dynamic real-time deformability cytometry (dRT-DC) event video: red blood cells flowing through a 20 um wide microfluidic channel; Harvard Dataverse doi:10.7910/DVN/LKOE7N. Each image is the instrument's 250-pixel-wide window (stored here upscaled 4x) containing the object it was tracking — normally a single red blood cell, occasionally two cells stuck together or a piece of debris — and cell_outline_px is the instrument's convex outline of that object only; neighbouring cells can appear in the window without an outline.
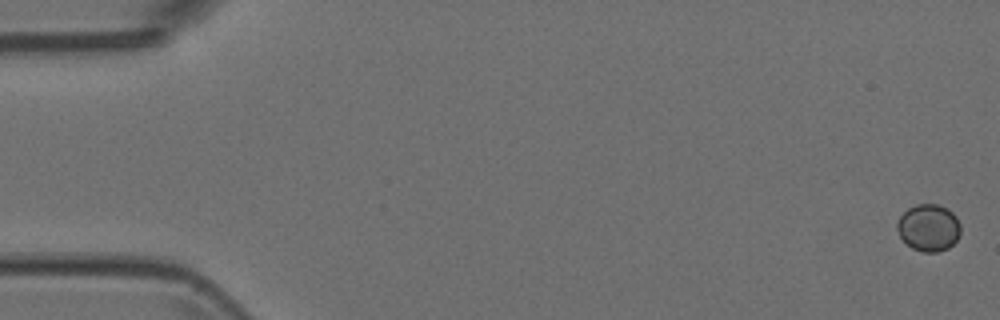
{"species": "Egyptian fruit bat (a non-hibernating species)", "species_latin": "Rousettus aegyptiacus", "temperature_condition": "room temperature", "stored_images_in_passage": 10, "camera_frame_rate_fps": 3000, "um_per_image_px": 0.085, "animal": {"sex": "female"}, "frame": {"image": 1, "passage_image": 1, "time_ms": 0.0, "image_size_px": [1000, 320], "cell_outline_px": [[960, 236], [948, 248], [936, 252], [924, 252], [912, 248], [900, 236], [896, 228], [896, 224], [900, 216], [908, 208], [916, 204], [936, 204], [948, 208], [956, 216], [960, 224]], "centroid_in_image_um": [78.94, 19.34], "position_along_channel_um": 6.1, "area_um2": 17.4}}
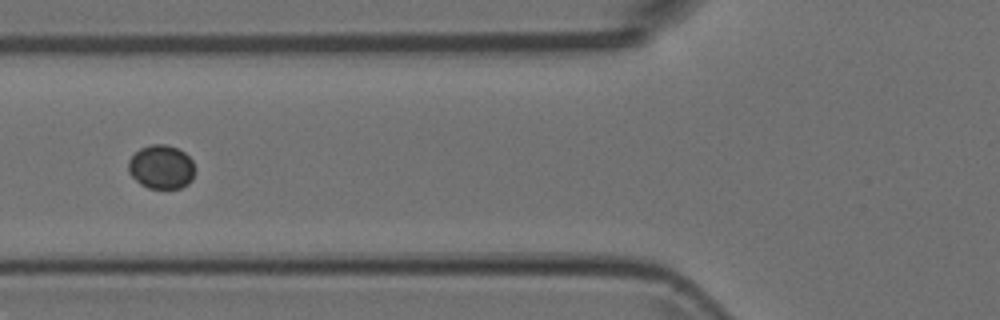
{"frame": {"image": 2, "passage_image": 6, "time_ms": 1.667, "image_size_px": [1000, 320], "cell_outline_px": [[196, 172], [192, 180], [188, 184], [180, 188], [148, 188], [140, 184], [128, 172], [128, 160], [140, 148], [152, 144], [168, 144], [184, 152], [192, 160], [196, 168]], "centroid_in_image_um": [13.73, 14.19], "position_along_channel_um": 112.1, "area_um2": 17.22}}
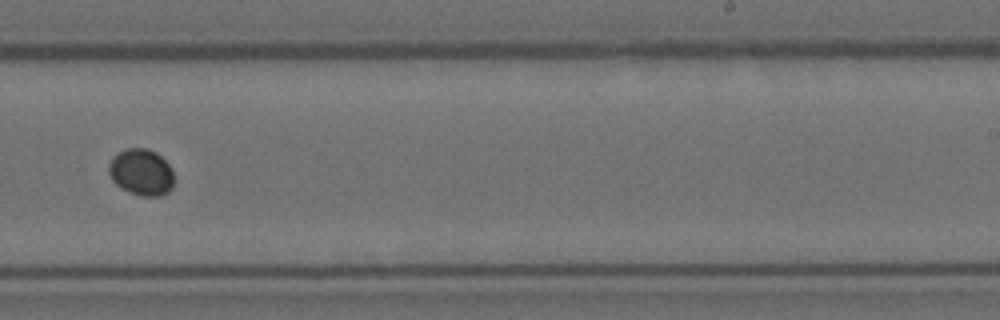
{"frame": {"image": 3, "passage_image": 10, "time_ms": 3.0, "image_size_px": [1000, 320], "cell_outline_px": [[172, 188], [168, 192], [160, 196], [140, 196], [128, 192], [120, 188], [112, 180], [108, 172], [108, 164], [120, 152], [128, 148], [148, 148], [156, 152], [172, 168]], "centroid_in_image_um": [12.0, 14.65], "position_along_channel_um": 277.0, "area_um2": 17.63}}